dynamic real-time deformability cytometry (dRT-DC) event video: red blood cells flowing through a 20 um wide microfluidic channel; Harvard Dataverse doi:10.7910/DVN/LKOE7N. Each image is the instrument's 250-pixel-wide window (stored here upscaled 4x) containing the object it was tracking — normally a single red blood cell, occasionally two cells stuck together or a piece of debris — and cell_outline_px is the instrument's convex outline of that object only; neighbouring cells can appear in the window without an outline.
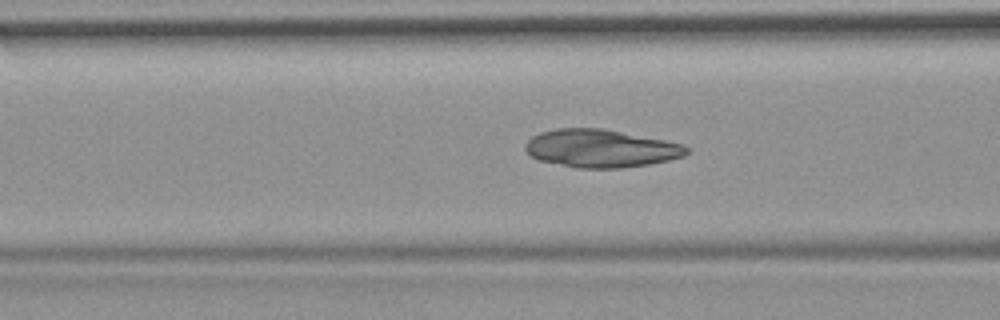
{"species": "common noctule bat (a hibernating species)", "species_latin": "Nyctalus noctula", "temperature_condition": "room temperature", "stored_images_in_passage": 47, "camera_frame_rate_fps": 3000, "um_per_image_px": 0.085, "animal": {"sex": "female", "body_mass_g": 19.9}, "frame": {"image": 1, "passage_image": 21, "time_ms": 6.667, "image_size_px": [1000, 320], "cell_outline_px": [[688, 152], [684, 156], [668, 160], [648, 164], [620, 168], [576, 168], [540, 160], [532, 156], [524, 148], [524, 144], [532, 136], [540, 132], [556, 128], [600, 128], [664, 140], [684, 144], [688, 148]], "centroid_in_image_um": [51.05, 12.61], "position_along_channel_um": 115.6, "area_um2": 35.43}}